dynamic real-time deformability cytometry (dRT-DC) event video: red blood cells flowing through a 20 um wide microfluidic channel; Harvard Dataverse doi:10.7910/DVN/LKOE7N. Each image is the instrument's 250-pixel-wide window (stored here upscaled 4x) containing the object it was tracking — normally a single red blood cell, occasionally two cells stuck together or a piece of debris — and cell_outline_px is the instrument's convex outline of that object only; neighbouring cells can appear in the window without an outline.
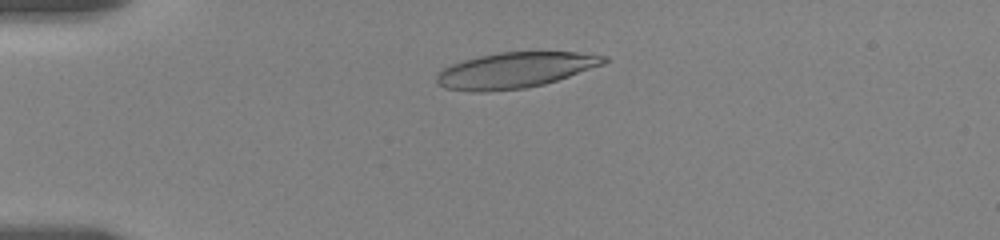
{"species": "human", "species_latin": "Homo sapiens", "temperature_condition": "room temperature", "stored_images_in_passage": 13, "camera_frame_rate_fps": 3000, "um_per_image_px": 0.085, "donor": {"sex": "female"}, "frame": {"image": 1, "passage_image": 8, "time_ms": 3.333, "image_size_px": [1000, 240], "cell_outline_px": [[608, 60], [604, 64], [544, 84], [524, 88], [484, 92], [472, 92], [444, 88], [436, 84], [436, 76], [444, 68], [452, 64], [464, 60], [480, 56], [500, 52], [576, 52], [608, 56]], "centroid_in_image_um": [43.76, 5.97], "position_along_channel_um": 41.2, "area_um2": 34.56}}
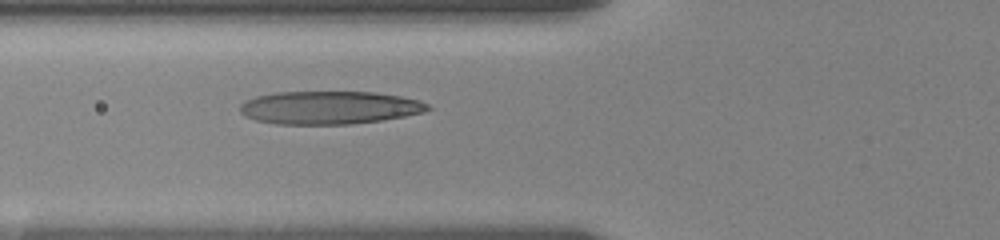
{"frame": {"image": 2, "passage_image": 13, "time_ms": 6.0, "image_size_px": [1000, 240], "cell_outline_px": [[432, 108], [424, 112], [404, 116], [380, 120], [348, 124], [276, 124], [256, 120], [244, 116], [240, 112], [240, 104], [244, 100], [256, 96], [276, 92], [376, 92], [400, 96], [420, 100], [428, 104]], "centroid_in_image_um": [27.97, 9.14], "position_along_channel_um": 97.8, "area_um2": 36.24}}